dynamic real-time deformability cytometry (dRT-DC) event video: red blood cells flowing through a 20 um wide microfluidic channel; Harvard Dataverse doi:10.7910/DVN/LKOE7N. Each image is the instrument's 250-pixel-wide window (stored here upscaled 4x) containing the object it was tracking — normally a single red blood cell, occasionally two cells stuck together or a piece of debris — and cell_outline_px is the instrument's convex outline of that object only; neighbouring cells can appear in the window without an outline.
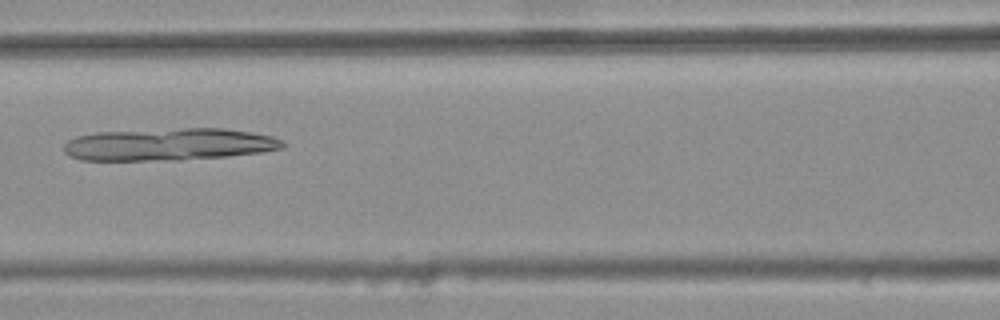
{"species": "common noctule bat (a hibernating species)", "species_latin": "Nyctalus noctula", "temperature_condition": "warm", "stored_images_in_passage": 6, "camera_frame_rate_fps": 3000, "um_per_image_px": 0.085, "animal": {"sex": "female", "body_mass_g": 25.1}, "frame": {"image": 1, "passage_image": 6, "time_ms": 1.667, "image_size_px": [1000, 320], "cell_outline_px": [[284, 148], [260, 152], [224, 156], [180, 160], [80, 160], [64, 152], [64, 144], [68, 140], [76, 136], [96, 132], [184, 128], [224, 128], [252, 132], [272, 136], [284, 140]], "centroid_in_image_um": [14.36, 12.26], "position_along_channel_um": 152.2, "area_um2": 41.21}}